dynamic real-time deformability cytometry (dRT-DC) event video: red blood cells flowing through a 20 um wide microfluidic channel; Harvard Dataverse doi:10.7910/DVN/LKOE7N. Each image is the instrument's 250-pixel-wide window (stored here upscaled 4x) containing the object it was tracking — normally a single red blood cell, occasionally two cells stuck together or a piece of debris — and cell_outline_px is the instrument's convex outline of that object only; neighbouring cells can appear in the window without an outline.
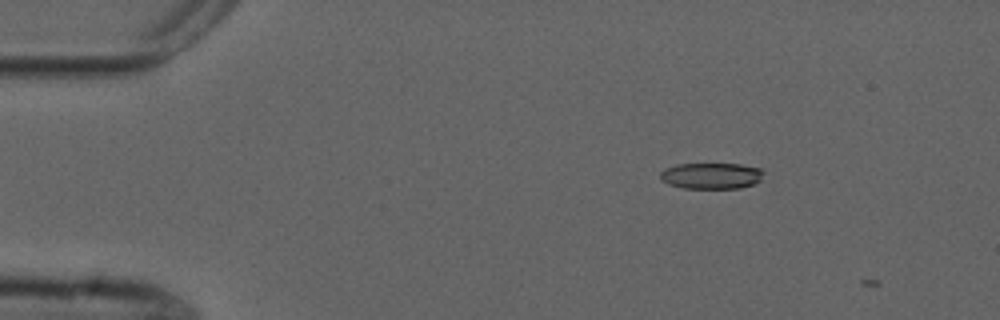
{"species": "common noctule bat (a hibernating species)", "species_latin": "Nyctalus noctula", "temperature_condition": "cold", "stored_images_in_passage": 7, "camera_frame_rate_fps": 3000, "um_per_image_px": 0.085, "animal": {"sex": "male", "forearm_length_mm": 52.5}, "frame": {"image": 1, "passage_image": 4, "time_ms": 1.0, "image_size_px": [1000, 320], "cell_outline_px": [[764, 172], [760, 180], [756, 184], [740, 188], [684, 188], [668, 184], [660, 180], [660, 172], [664, 168], [676, 164], [740, 164], [760, 168]], "centroid_in_image_um": [60.45, 14.94], "position_along_channel_um": 24.5, "area_um2": 15.9}}